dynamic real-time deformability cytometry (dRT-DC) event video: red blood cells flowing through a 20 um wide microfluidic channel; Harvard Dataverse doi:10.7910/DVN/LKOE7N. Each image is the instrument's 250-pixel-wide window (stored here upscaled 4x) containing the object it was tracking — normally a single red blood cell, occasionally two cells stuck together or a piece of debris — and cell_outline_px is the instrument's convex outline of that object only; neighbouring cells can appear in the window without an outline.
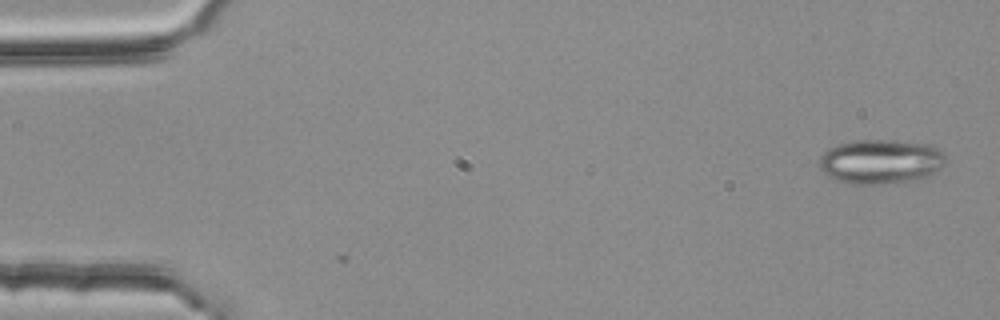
{"species": "common noctule bat (a hibernating species)", "species_latin": "Nyctalus noctula", "temperature_condition": "room temperature", "stored_images_in_passage": 3, "camera_frame_rate_fps": 3000, "um_per_image_px": 0.085, "animal": {"sex": "female", "body_mass_g": 25.1}, "frame": {"image": 1, "passage_image": 1, "time_ms": 0.0, "image_size_px": [1000, 320], "cell_outline_px": [[944, 164], [940, 168], [928, 176], [916, 180], [876, 184], [852, 184], [828, 176], [820, 168], [820, 156], [828, 148], [836, 144], [856, 140], [888, 140], [928, 144], [936, 148], [944, 156]], "centroid_in_image_um": [74.83, 13.73], "position_along_channel_um": 10.2, "area_um2": 32.43}}